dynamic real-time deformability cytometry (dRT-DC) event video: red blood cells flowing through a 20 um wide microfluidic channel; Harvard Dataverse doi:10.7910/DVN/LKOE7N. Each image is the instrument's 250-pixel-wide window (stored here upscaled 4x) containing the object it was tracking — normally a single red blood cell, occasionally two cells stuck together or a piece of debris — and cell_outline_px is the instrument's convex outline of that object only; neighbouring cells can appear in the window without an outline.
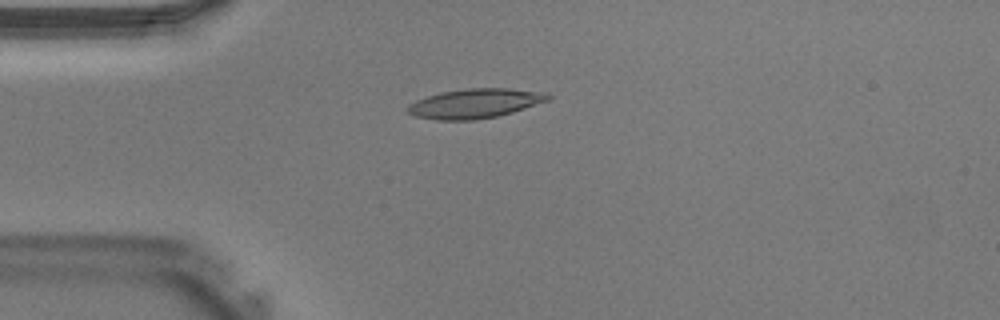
{"species": "Egyptian fruit bat (a non-hibernating species)", "species_latin": "Rousettus aegyptiacus", "temperature_condition": "warm", "stored_images_in_passage": 37, "camera_frame_rate_fps": 3000, "um_per_image_px": 0.085, "animal": {"sex": "male"}, "frame": {"image": 1, "passage_image": 7, "time_ms": 2.0, "image_size_px": [1000, 320], "cell_outline_px": [[552, 100], [512, 112], [496, 116], [476, 120], [436, 120], [416, 116], [408, 112], [404, 108], [408, 104], [416, 100], [440, 92], [468, 88], [508, 88], [544, 92], [552, 96]], "centroid_in_image_um": [40.39, 8.79], "position_along_channel_um": 44.6, "area_um2": 24.28}}
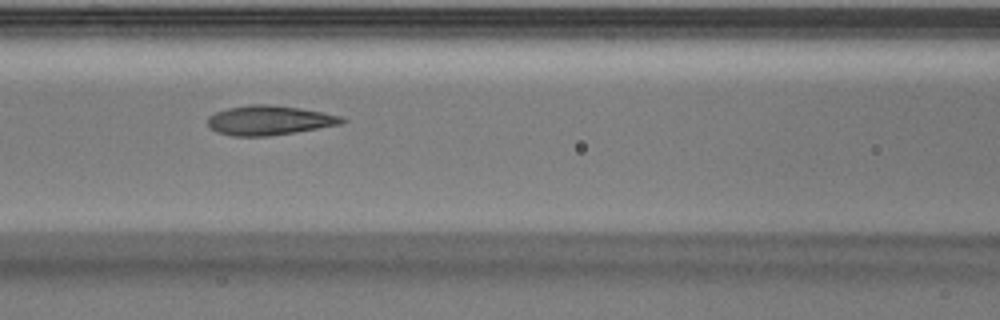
{"frame": {"image": 2, "passage_image": 14, "time_ms": 4.333, "image_size_px": [1000, 320], "cell_outline_px": [[348, 120], [340, 124], [268, 136], [232, 136], [216, 132], [208, 128], [208, 116], [216, 112], [228, 108], [248, 104], [268, 104], [300, 108], [340, 116]], "centroid_in_image_um": [22.82, 10.22], "position_along_channel_um": 143.8, "area_um2": 22.89}}
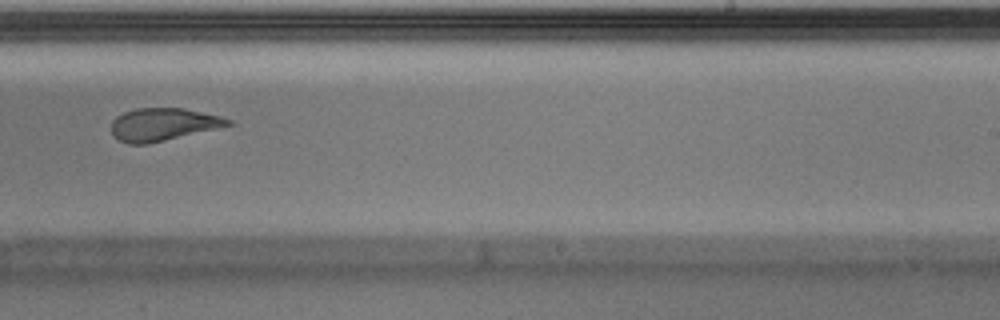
{"frame": {"image": 3, "passage_image": 22, "time_ms": 7.0, "image_size_px": [1000, 320], "cell_outline_px": [[236, 124], [148, 144], [128, 144], [112, 136], [112, 120], [116, 116], [124, 112], [136, 108], [180, 108], [220, 116], [232, 120]], "centroid_in_image_um": [13.85, 10.58], "position_along_channel_um": 275.1, "area_um2": 22.2}}